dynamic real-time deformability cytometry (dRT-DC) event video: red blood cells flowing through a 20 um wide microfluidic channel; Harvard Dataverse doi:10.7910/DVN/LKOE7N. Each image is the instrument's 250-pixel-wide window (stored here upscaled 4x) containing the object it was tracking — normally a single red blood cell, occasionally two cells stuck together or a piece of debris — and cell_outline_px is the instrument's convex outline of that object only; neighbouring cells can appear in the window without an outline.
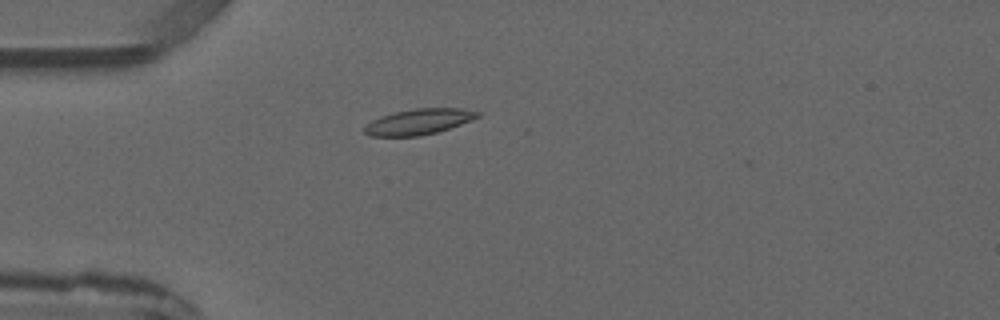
{"species": "common noctule bat (a hibernating species)", "species_latin": "Nyctalus noctula", "temperature_condition": "warm", "stored_images_in_passage": 4, "camera_frame_rate_fps": 3000, "um_per_image_px": 0.085, "animal": {"sex": "male", "forearm_length_mm": 52.5}, "frame": {"image": 1, "passage_image": 4, "time_ms": 3.667, "image_size_px": [1000, 320], "cell_outline_px": [[480, 116], [472, 120], [436, 132], [420, 136], [368, 136], [364, 132], [364, 128], [372, 120], [380, 116], [396, 112], [416, 108], [464, 108], [480, 112]], "centroid_in_image_um": [35.6, 10.34], "position_along_channel_um": 49.4, "area_um2": 16.82}}